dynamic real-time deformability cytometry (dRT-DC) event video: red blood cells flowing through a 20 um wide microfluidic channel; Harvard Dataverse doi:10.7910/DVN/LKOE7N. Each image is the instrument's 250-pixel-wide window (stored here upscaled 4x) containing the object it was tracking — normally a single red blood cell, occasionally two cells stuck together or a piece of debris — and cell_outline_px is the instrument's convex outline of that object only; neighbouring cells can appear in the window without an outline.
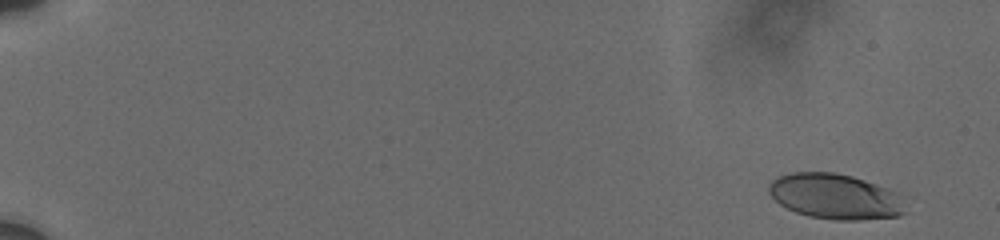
{"species": "human", "species_latin": "Homo sapiens", "temperature_condition": "cold", "stored_images_in_passage": 15, "camera_frame_rate_fps": 3000, "um_per_image_px": 0.085, "donor": {"sex": "male"}, "frame": {"image": 1, "passage_image": 2, "time_ms": 1.0, "image_size_px": [1000, 240], "cell_outline_px": [[904, 212], [900, 216], [860, 220], [836, 220], [808, 216], [796, 212], [780, 204], [768, 192], [768, 188], [772, 180], [780, 176], [792, 172], [836, 172], [852, 176], [900, 192]], "centroid_in_image_um": [71.0, 16.7], "position_along_channel_um": 14.0, "area_um2": 36.07}}
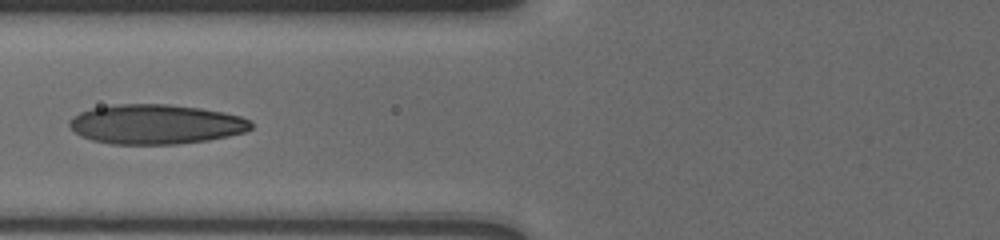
{"frame": {"image": 2, "passage_image": 9, "time_ms": 8.667, "image_size_px": [1000, 240], "cell_outline_px": [[252, 128], [244, 132], [228, 136], [208, 140], [176, 144], [112, 144], [92, 140], [80, 136], [68, 124], [68, 120], [72, 116], [80, 112], [92, 108], [120, 104], [168, 104], [200, 108], [240, 116], [252, 120]], "centroid_in_image_um": [13.23, 10.56], "position_along_channel_um": 112.6, "area_um2": 41.96}}
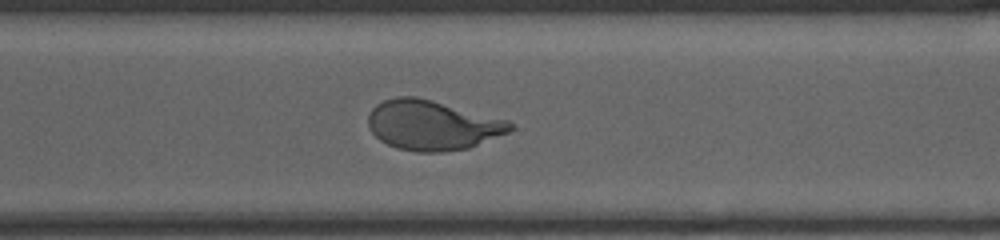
{"frame": {"image": 3, "passage_image": 15, "time_ms": 14.667, "image_size_px": [1000, 240], "cell_outline_px": [[512, 128], [508, 132], [468, 148], [444, 152], [416, 152], [396, 148], [380, 140], [372, 132], [368, 124], [368, 116], [372, 108], [376, 104], [384, 100], [396, 96], [416, 96], [432, 100], [508, 120], [512, 124]], "centroid_in_image_um": [36.71, 10.64], "position_along_channel_um": 333.9, "area_um2": 41.04}}